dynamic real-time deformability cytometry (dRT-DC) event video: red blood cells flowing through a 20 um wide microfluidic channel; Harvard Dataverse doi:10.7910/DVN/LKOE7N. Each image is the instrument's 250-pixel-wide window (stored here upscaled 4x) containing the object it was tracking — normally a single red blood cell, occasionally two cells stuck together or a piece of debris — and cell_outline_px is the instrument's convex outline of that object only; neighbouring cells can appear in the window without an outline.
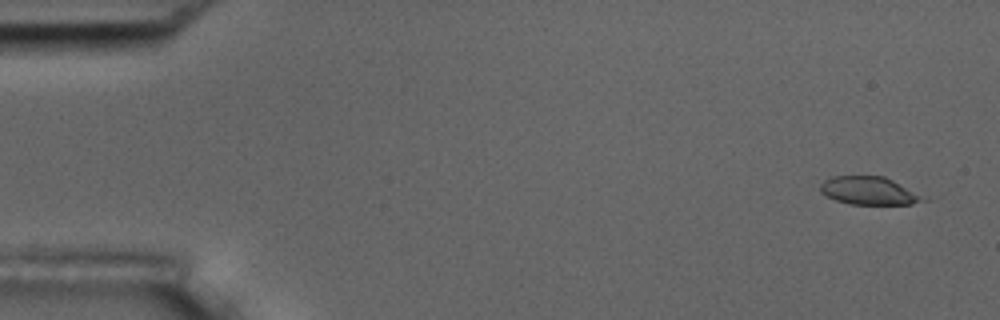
{"species": "common noctule bat (a hibernating species)", "species_latin": "Nyctalus noctula", "temperature_condition": "room temperature", "stored_images_in_passage": 8, "camera_frame_rate_fps": 3000, "um_per_image_px": 0.085, "animal": {"sex": "male", "body_mass_g": 17.5, "forearm_length_mm": 52.3}, "frame": {"image": 1, "passage_image": 1, "time_ms": 0.0, "image_size_px": [1000, 320], "cell_outline_px": [[928, 200], [912, 204], [848, 204], [836, 200], [820, 192], [820, 184], [824, 180], [832, 176], [884, 176], [928, 196]], "centroid_in_image_um": [73.93, 16.21], "position_along_channel_um": 11.1, "area_um2": 17.05}}